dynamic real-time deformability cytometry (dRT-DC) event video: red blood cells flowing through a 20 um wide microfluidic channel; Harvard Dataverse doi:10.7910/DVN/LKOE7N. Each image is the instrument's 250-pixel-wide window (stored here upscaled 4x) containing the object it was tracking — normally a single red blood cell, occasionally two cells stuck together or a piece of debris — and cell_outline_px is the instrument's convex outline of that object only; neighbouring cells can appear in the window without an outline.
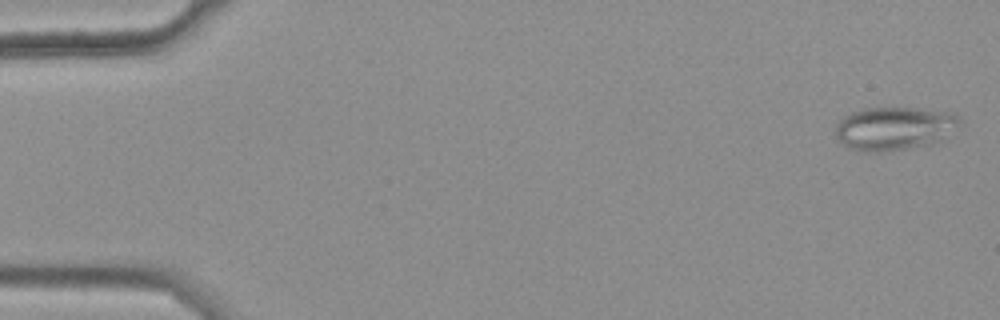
{"species": "common noctule bat (a hibernating species)", "species_latin": "Nyctalus noctula", "temperature_condition": "warm", "stored_images_in_passage": 49, "camera_frame_rate_fps": 3000, "um_per_image_px": 0.085, "animal": {"sex": "female", "body_mass_g": 25.1}, "frame": {"image": 1, "passage_image": 2, "time_ms": 0.333, "image_size_px": [1000, 320], "cell_outline_px": [[964, 124], [940, 140], [928, 144], [908, 148], [880, 152], [864, 152], [848, 148], [836, 140], [836, 124], [844, 116], [852, 112], [864, 108], [916, 108], [944, 112], [956, 116], [964, 120]], "centroid_in_image_um": [75.99, 10.92], "position_along_channel_um": 9.0, "area_um2": 31.44}}
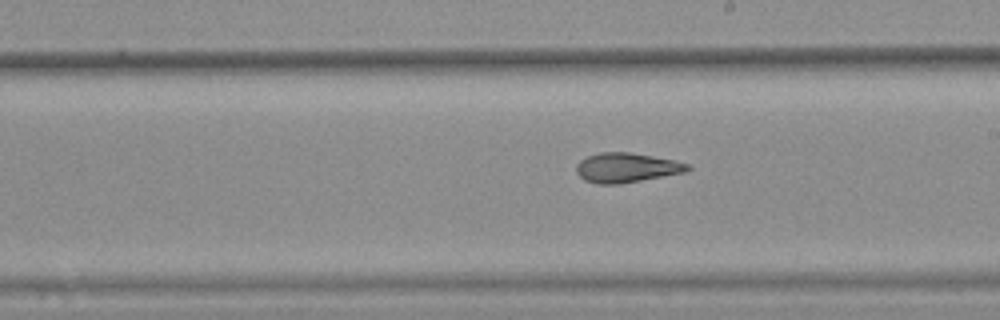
{"frame": {"image": 2, "passage_image": 32, "time_ms": 10.333, "image_size_px": [1000, 320], "cell_outline_px": [[692, 168], [688, 172], [620, 184], [596, 184], [584, 180], [576, 172], [576, 164], [580, 160], [588, 156], [600, 152], [628, 152], [652, 156], [672, 160], [688, 164]], "centroid_in_image_um": [53.25, 14.26], "position_along_channel_um": 235.8, "area_um2": 19.25}}
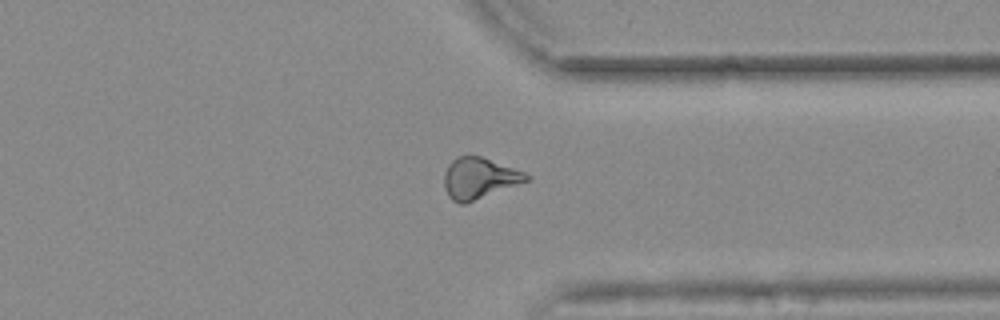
{"frame": {"image": 3, "passage_image": 43, "time_ms": 14.0, "image_size_px": [1000, 320], "cell_outline_px": [[532, 176], [528, 180], [464, 204], [460, 204], [452, 200], [448, 196], [444, 188], [444, 172], [448, 164], [456, 156], [480, 156], [524, 172]], "centroid_in_image_um": [40.68, 15.15], "position_along_channel_um": 370.7, "area_um2": 19.42}, "authors_computed_cell_mechanics": {"area_um2": 19.4208, "velocity_mm_per_s": 3.7061, "shape_relaxation_time_tau1_ms": null, "shape_relaxation_time_tau2_ms": 3.6834, "deformation_change_tau1": null, "deformation_change_tau2": 0.1228}}